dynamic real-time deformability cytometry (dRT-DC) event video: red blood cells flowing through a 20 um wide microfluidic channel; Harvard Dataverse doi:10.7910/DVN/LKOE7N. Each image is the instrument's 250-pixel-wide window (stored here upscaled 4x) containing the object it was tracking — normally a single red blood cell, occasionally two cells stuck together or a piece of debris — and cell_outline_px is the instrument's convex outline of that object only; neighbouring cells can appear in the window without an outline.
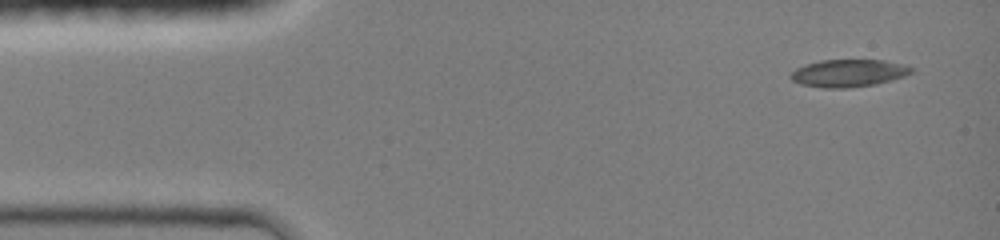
{"species": "common noctule bat (a hibernating species)", "species_latin": "Nyctalus noctula", "temperature_condition": "room temperature", "stored_images_in_passage": 10, "camera_frame_rate_fps": 3000, "um_per_image_px": 0.085, "animal": {"sex": "female", "body_mass_g": 19.0, "forearm_length_mm": 51.5}, "frame": {"image": 1, "passage_image": 1, "time_ms": 0.0, "image_size_px": [1000, 240], "cell_outline_px": [[912, 72], [904, 76], [892, 80], [876, 84], [848, 88], [824, 88], [800, 84], [792, 80], [788, 76], [796, 68], [804, 64], [820, 60], [884, 60], [904, 64], [912, 68]], "centroid_in_image_um": [72.09, 6.21], "position_along_channel_um": 12.9, "area_um2": 19.42}}
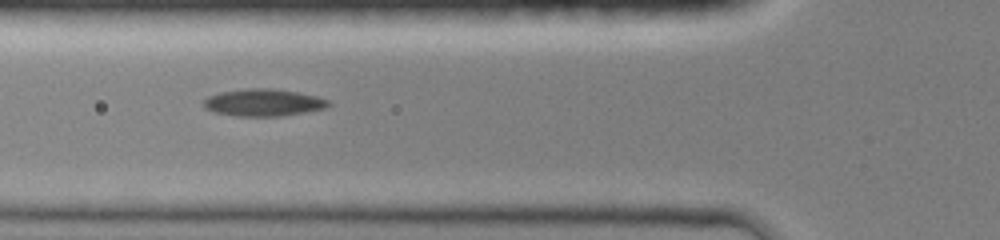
{"frame": {"image": 2, "passage_image": 7, "time_ms": 4.333, "image_size_px": [1000, 240], "cell_outline_px": [[332, 104], [328, 108], [280, 116], [236, 116], [212, 112], [204, 108], [204, 100], [208, 96], [220, 92], [248, 88], [272, 88], [296, 92], [316, 96], [328, 100]], "centroid_in_image_um": [22.38, 8.72], "position_along_channel_um": 103.4, "area_um2": 19.83}}
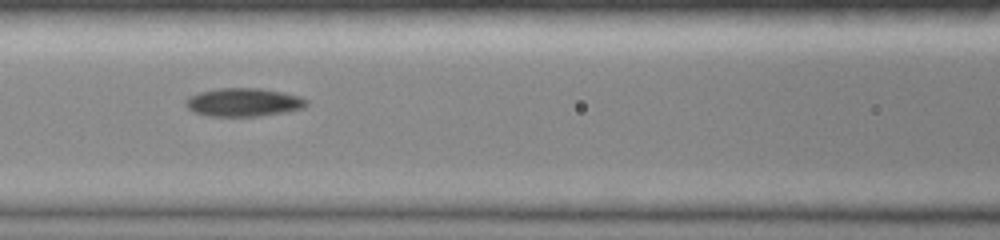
{"frame": {"image": 3, "passage_image": 9, "time_ms": 5.333, "image_size_px": [1000, 240], "cell_outline_px": [[308, 104], [304, 108], [288, 112], [260, 116], [208, 116], [196, 112], [188, 108], [184, 104], [184, 100], [188, 96], [200, 92], [220, 88], [260, 88], [284, 92], [300, 96], [308, 100]], "centroid_in_image_um": [20.73, 8.69], "position_along_channel_um": 145.9, "area_um2": 20.17}}